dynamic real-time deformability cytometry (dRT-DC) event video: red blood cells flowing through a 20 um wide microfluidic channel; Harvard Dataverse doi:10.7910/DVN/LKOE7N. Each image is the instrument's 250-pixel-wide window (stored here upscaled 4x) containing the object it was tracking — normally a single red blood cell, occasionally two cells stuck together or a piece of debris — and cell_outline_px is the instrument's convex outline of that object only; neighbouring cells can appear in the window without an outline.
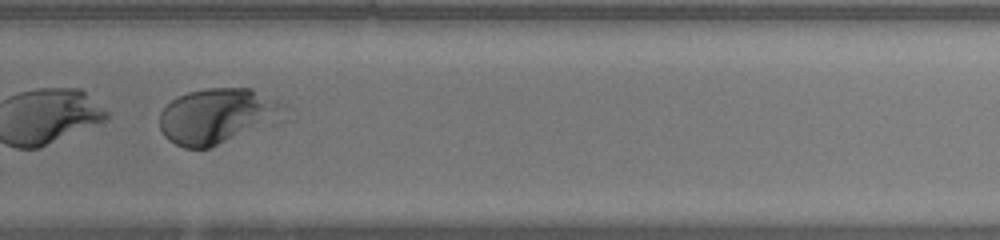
{"species": "human", "species_latin": "Homo sapiens", "temperature_condition": "warm", "stored_images_in_passage": 46, "camera_frame_rate_fps": 3000, "um_per_image_px": 0.085, "donor": {"sex": "female"}, "frame": {"image": 1, "passage_image": 31, "time_ms": 10.0, "image_size_px": [1000, 240], "cell_outline_px": [[292, 120], [212, 148], [184, 148], [168, 140], [164, 136], [160, 128], [160, 112], [172, 100], [188, 92], [204, 88], [252, 88], [288, 104], [292, 108]], "centroid_in_image_um": [18.73, 9.89], "position_along_channel_um": 311.1, "area_um2": 42.6}}